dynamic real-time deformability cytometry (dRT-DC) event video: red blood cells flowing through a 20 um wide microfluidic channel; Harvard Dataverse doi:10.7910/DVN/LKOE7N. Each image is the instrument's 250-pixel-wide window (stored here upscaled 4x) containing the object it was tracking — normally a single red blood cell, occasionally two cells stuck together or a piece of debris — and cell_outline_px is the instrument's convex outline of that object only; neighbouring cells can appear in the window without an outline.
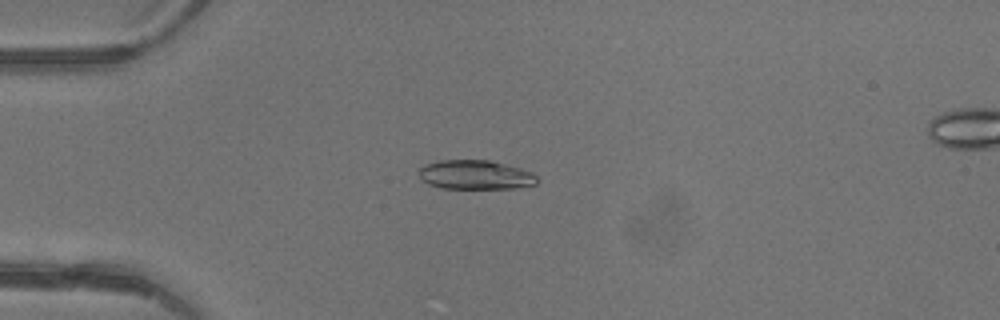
{"species": "common noctule bat (a hibernating species)", "species_latin": "Nyctalus noctula", "temperature_condition": "warm", "stored_images_in_passage": 35, "camera_frame_rate_fps": 3000, "um_per_image_px": 0.085, "animal": {"sex": "female"}, "frame": {"image": 1, "passage_image": 1, "time_ms": 0.0, "image_size_px": [1000, 320], "cell_outline_px": [[540, 180], [536, 184], [512, 188], [444, 188], [428, 184], [420, 180], [420, 168], [424, 164], [440, 160], [488, 160], [520, 168], [532, 172]], "centroid_in_image_um": [40.4, 14.86], "position_along_channel_um": 44.6, "area_um2": 20.06}}
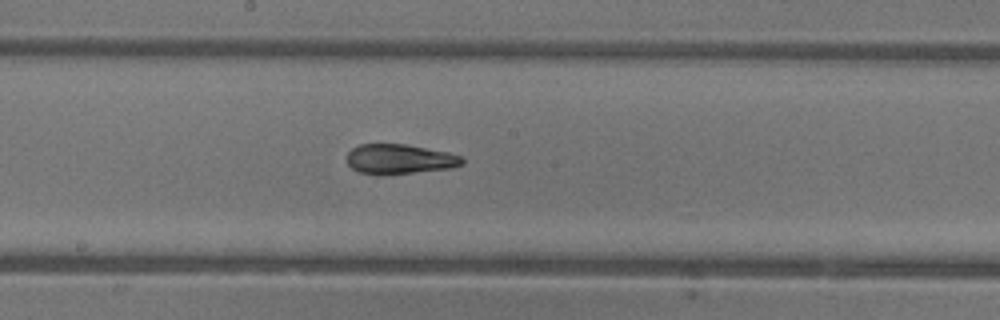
{"frame": {"image": 2, "passage_image": 14, "time_ms": 4.333, "image_size_px": [1000, 320], "cell_outline_px": [[464, 164], [452, 168], [412, 172], [356, 172], [348, 164], [348, 152], [352, 148], [360, 144], [404, 144], [448, 152], [460, 156], [464, 160]], "centroid_in_image_um": [33.99, 13.49], "position_along_channel_um": 214.2, "area_um2": 19.31}}
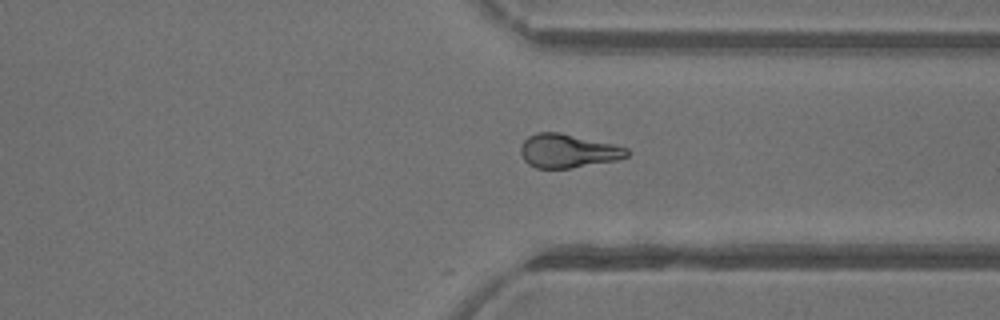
{"frame": {"image": 3, "passage_image": 24, "time_ms": 7.667, "image_size_px": [1000, 320], "cell_outline_px": [[628, 156], [616, 160], [572, 168], [536, 168], [528, 164], [524, 160], [520, 152], [520, 144], [528, 136], [536, 132], [560, 132], [612, 144], [628, 148]], "centroid_in_image_um": [48.23, 12.82], "position_along_channel_um": 363.2, "area_um2": 20.87}, "authors_computed_cell_mechanics": {"area_um2": 20.4612, "velocity_mm_per_s": 4.4849, "shape_relaxation_time_tau1_ms": 6.3938, "shape_relaxation_time_tau2_ms": 1.55, "deformation_change_tau1": 0.2085, "deformation_change_tau2": 0.086}}